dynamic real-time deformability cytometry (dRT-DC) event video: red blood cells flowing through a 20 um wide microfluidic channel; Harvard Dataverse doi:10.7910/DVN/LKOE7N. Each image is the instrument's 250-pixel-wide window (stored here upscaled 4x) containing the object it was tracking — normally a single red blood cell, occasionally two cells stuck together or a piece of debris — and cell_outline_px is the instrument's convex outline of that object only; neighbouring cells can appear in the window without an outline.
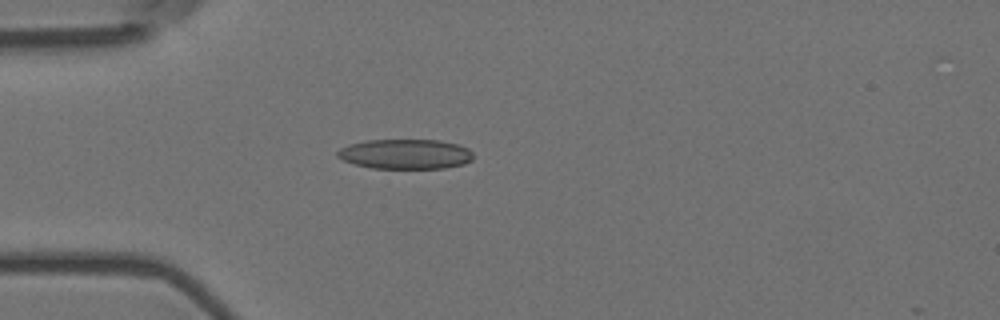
{"species": "Egyptian fruit bat (a non-hibernating species)", "species_latin": "Rousettus aegyptiacus", "temperature_condition": "room temperature", "stored_images_in_passage": 3, "camera_frame_rate_fps": 3000, "um_per_image_px": 0.085, "animal": {"sex": "female"}, "frame": {"image": 1, "passage_image": 3, "time_ms": 0.667, "image_size_px": [1000, 320], "cell_outline_px": [[472, 160], [464, 164], [444, 168], [372, 168], [356, 164], [344, 160], [336, 156], [336, 152], [340, 148], [348, 144], [368, 140], [440, 140], [456, 144], [468, 148], [472, 152]], "centroid_in_image_um": [34.45, 13.09], "position_along_channel_um": 50.5, "area_um2": 23.58}}